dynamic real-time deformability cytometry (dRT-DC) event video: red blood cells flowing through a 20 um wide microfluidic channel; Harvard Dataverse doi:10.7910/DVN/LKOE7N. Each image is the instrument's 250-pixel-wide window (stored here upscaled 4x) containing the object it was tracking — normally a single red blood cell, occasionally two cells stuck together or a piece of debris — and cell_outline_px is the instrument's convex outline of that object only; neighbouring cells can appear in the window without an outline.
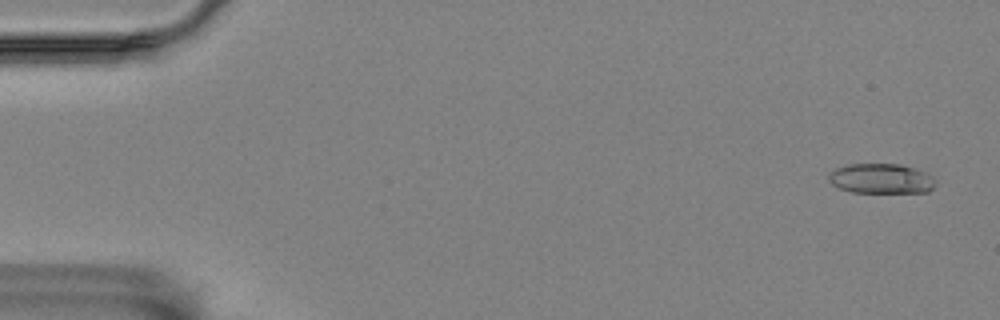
{"species": "Egyptian fruit bat (a non-hibernating species)", "species_latin": "Rousettus aegyptiacus", "temperature_condition": "room temperature", "stored_images_in_passage": 3, "camera_frame_rate_fps": 3000, "um_per_image_px": 0.085, "animal": {"sex": "female"}, "frame": {"image": 1, "passage_image": 1, "time_ms": 0.0, "image_size_px": [1000, 320], "cell_outline_px": [[936, 184], [928, 192], [852, 192], [840, 188], [832, 184], [828, 180], [828, 176], [836, 168], [848, 164], [900, 164], [916, 168], [932, 176], [936, 180]], "centroid_in_image_um": [74.92, 15.18], "position_along_channel_um": 10.1, "area_um2": 18.61}}